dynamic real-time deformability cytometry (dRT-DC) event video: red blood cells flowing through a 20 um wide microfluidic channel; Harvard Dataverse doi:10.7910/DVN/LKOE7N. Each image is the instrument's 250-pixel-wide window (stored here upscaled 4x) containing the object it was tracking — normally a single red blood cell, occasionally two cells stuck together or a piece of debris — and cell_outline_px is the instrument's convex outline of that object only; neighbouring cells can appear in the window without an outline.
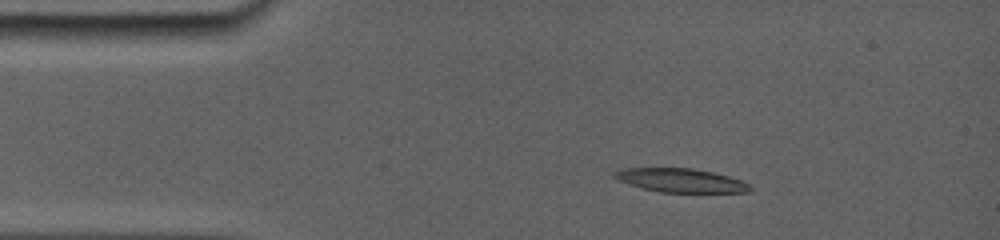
{"species": "common noctule bat (a hibernating species)", "species_latin": "Nyctalus noctula", "temperature_condition": "room temperature", "stored_images_in_passage": 40, "camera_frame_rate_fps": 5000, "um_per_image_px": 0.085, "animal": {"sex": "female", "body_mass_g": 19.0, "forearm_length_mm": 56.7}, "frame": {"image": 1, "passage_image": 4, "time_ms": 2.2, "image_size_px": [1000, 240], "cell_outline_px": [[752, 192], [660, 192], [640, 188], [628, 184], [612, 176], [612, 172], [628, 168], [692, 168], [712, 172], [728, 176], [740, 180], [748, 184], [752, 188]], "centroid_in_image_um": [57.85, 15.33], "position_along_channel_um": 27.2, "area_um2": 18.67}}
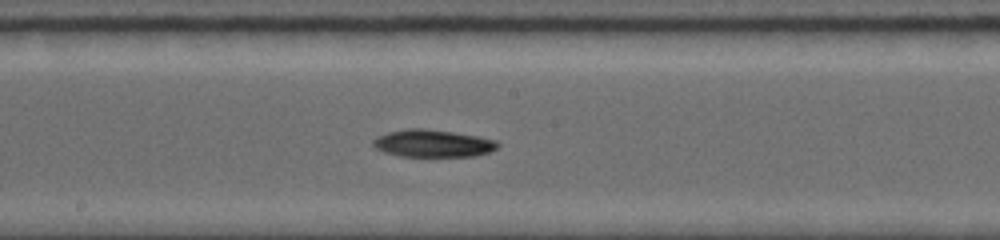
{"frame": {"image": 2, "passage_image": 19, "time_ms": 8.2, "image_size_px": [1000, 240], "cell_outline_px": [[500, 144], [496, 148], [488, 152], [472, 156], [400, 156], [384, 152], [376, 148], [372, 144], [380, 136], [388, 132], [408, 128], [420, 128], [452, 132], [476, 136], [496, 140]], "centroid_in_image_um": [36.8, 12.19], "position_along_channel_um": 211.4, "area_um2": 19.48}}
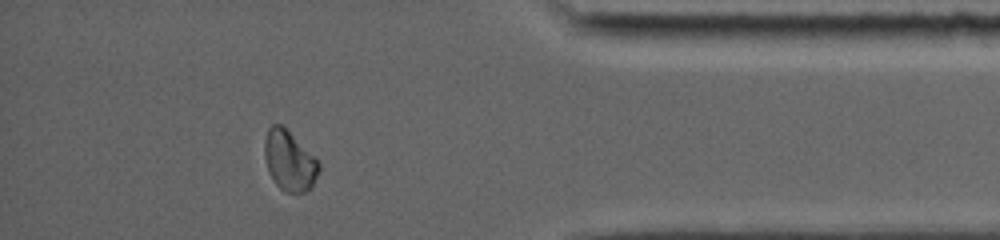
{"frame": {"image": 3, "passage_image": 35, "time_ms": 13.8, "image_size_px": [1000, 240], "cell_outline_px": [[320, 168], [312, 188], [304, 192], [284, 192], [276, 184], [268, 172], [264, 156], [264, 140], [268, 128], [272, 124], [280, 124], [320, 164]], "centroid_in_image_um": [24.56, 13.71], "position_along_channel_um": 410.6, "area_um2": 18.61}, "authors_computed_cell_mechanics": {"area_um2": 18.9584, "velocity_mm_per_s": 3.8792, "shape_relaxation_time_tau1_ms": null, "shape_relaxation_time_tau2_ms": 3.1202, "deformation_change_tau1": null, "deformation_change_tau2": 0.0764}}